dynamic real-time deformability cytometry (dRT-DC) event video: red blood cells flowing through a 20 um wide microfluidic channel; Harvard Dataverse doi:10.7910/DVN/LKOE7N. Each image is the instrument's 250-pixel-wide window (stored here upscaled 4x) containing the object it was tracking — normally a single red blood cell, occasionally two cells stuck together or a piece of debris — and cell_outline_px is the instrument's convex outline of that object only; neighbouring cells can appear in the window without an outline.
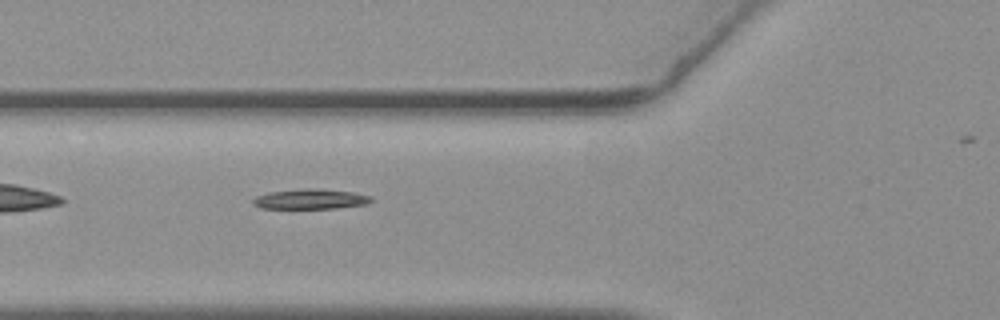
{"species": "common noctule bat (a hibernating species)", "species_latin": "Nyctalus noctula", "temperature_condition": "warm", "stored_images_in_passage": 33, "camera_frame_rate_fps": 3000, "um_per_image_px": 0.085, "animal": {"sex": "female", "body_mass_g": 19.3, "forearm_length_mm": 54.1}, "frame": {"image": 1, "passage_image": 3, "time_ms": 0.667, "image_size_px": [1000, 320], "cell_outline_px": [[372, 200], [368, 204], [336, 208], [260, 208], [252, 200], [256, 196], [268, 192], [304, 188], [308, 188], [352, 192], [372, 196]], "centroid_in_image_um": [26.41, 16.92], "position_along_channel_um": 99.4, "area_um2": 13.64}}
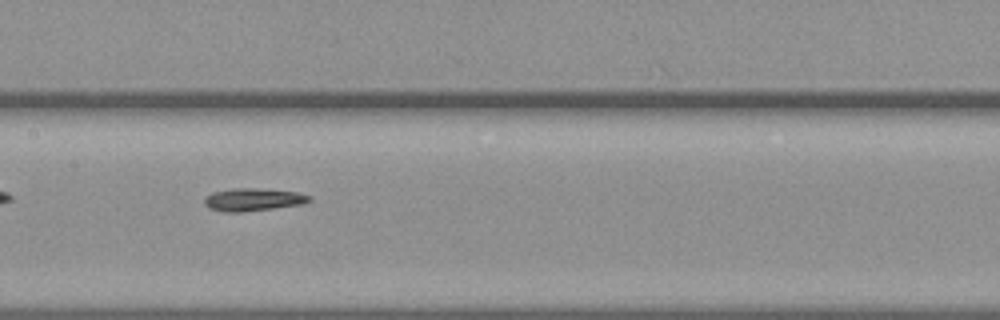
{"frame": {"image": 2, "passage_image": 10, "time_ms": 3.0, "image_size_px": [1000, 320], "cell_outline_px": [[312, 200], [304, 204], [240, 212], [224, 212], [208, 208], [204, 204], [204, 196], [212, 192], [232, 188], [256, 188], [296, 192], [312, 196]], "centroid_in_image_um": [21.49, 16.96], "position_along_channel_um": 185.9, "area_um2": 13.99}}
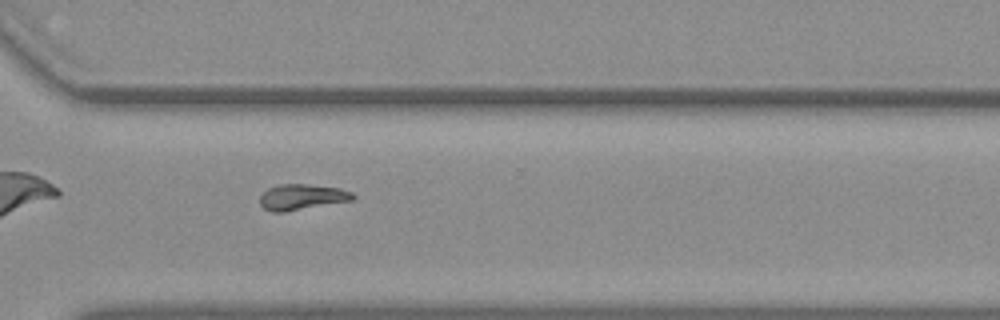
{"frame": {"image": 3, "passage_image": 23, "time_ms": 7.333, "image_size_px": [1000, 320], "cell_outline_px": [[356, 196], [352, 200], [284, 212], [272, 212], [264, 208], [260, 204], [260, 196], [268, 188], [280, 184], [308, 184], [340, 188], [352, 192]], "centroid_in_image_um": [25.66, 16.74], "position_along_channel_um": 344.9, "area_um2": 13.87}}